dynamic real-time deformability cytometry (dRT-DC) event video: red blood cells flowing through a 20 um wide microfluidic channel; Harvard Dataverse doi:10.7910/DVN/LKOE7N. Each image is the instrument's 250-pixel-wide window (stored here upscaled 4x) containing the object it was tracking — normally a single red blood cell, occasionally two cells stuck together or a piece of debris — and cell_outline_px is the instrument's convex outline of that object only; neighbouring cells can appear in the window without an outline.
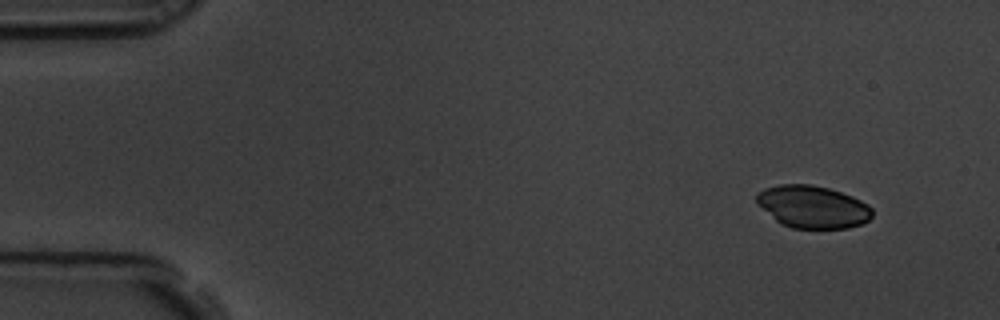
{"species": "common noctule bat (a hibernating species)", "species_latin": "Nyctalus noctula", "temperature_condition": "room temperature", "stored_images_in_passage": 6, "camera_frame_rate_fps": 3000, "um_per_image_px": 0.085, "animal": {"sex": "male", "body_mass_g": 19.5, "forearm_length_mm": 54.6}, "frame": {"image": 1, "passage_image": 1, "time_ms": 0.0, "image_size_px": [1000, 320], "cell_outline_px": [[872, 216], [868, 220], [860, 224], [848, 228], [792, 228], [780, 224], [756, 204], [756, 192], [764, 188], [780, 184], [812, 184], [828, 188], [852, 196], [868, 204], [872, 208]], "centroid_in_image_um": [69.04, 17.57], "position_along_channel_um": 16.0, "area_um2": 28.78}}